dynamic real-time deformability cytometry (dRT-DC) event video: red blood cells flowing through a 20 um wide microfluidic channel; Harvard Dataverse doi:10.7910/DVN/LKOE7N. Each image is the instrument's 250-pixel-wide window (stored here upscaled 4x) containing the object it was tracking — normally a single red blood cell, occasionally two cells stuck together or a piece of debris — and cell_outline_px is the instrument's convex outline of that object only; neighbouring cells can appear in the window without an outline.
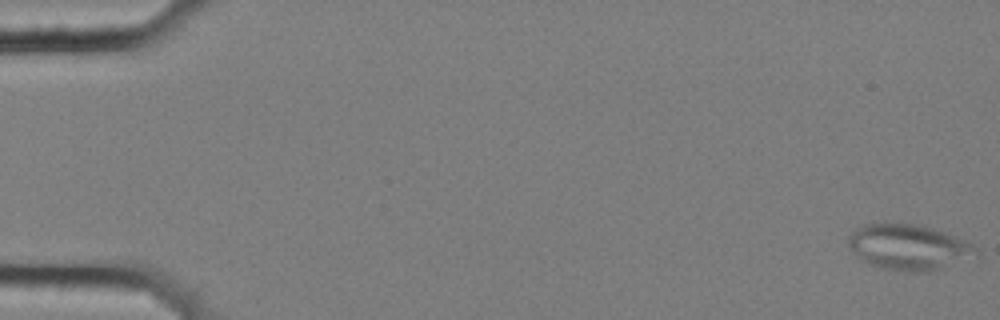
{"species": "common noctule bat (a hibernating species)", "species_latin": "Nyctalus noctula", "temperature_condition": "cold", "stored_images_in_passage": 58, "camera_frame_rate_fps": 3000, "um_per_image_px": 0.085, "animal": {"sex": "female", "body_mass_g": 25.1}, "frame": {"image": 1, "passage_image": 1, "time_ms": 0.0, "image_size_px": [1000, 320], "cell_outline_px": [[980, 252], [940, 268], [928, 272], [904, 272], [880, 268], [868, 264], [860, 260], [848, 248], [848, 236], [856, 228], [864, 224], [912, 224], [928, 228], [964, 240], [980, 248]], "centroid_in_image_um": [77.13, 21.03], "position_along_channel_um": 7.9, "area_um2": 33.41}}
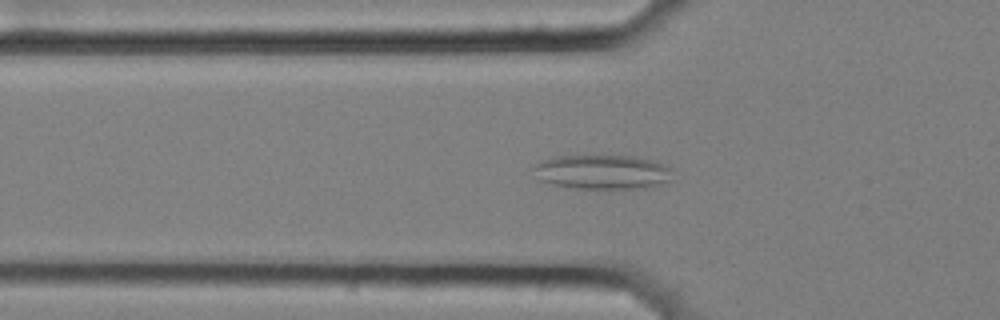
{"frame": {"image": 2, "passage_image": 20, "time_ms": 6.333, "image_size_px": [1000, 320], "cell_outline_px": [[672, 180], [664, 184], [644, 188], [580, 188], [552, 184], [540, 180], [528, 168], [544, 160], [556, 156], [636, 156], [652, 160], [672, 168]], "centroid_in_image_um": [51.21, 14.62], "position_along_channel_um": 74.6, "area_um2": 28.03}}
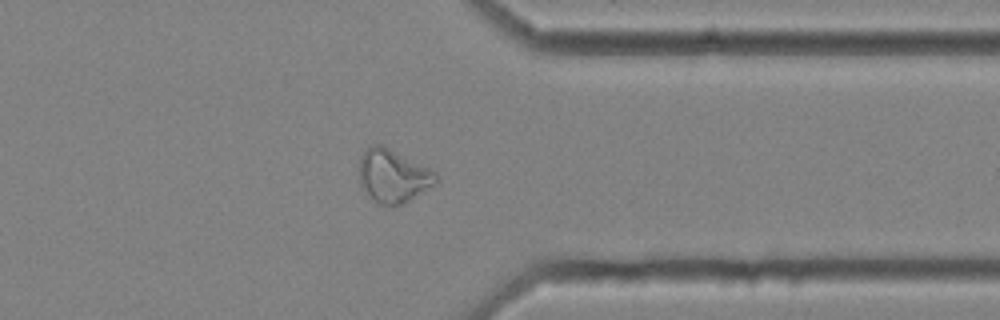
{"frame": {"image": 3, "passage_image": 46, "time_ms": 15.0, "image_size_px": [1000, 320], "cell_outline_px": [[440, 180], [404, 204], [392, 208], [376, 204], [368, 196], [360, 184], [360, 156], [372, 144], [384, 144], [432, 168], [440, 176]], "centroid_in_image_um": [33.44, 14.96], "position_along_channel_um": 378.0, "area_um2": 24.62}, "authors_computed_cell_mechanics": {"area_um2": 25.5765, "velocity_mm_per_s": 3.5376, "shape_relaxation_time_tau1_ms": null, "shape_relaxation_time_tau2_ms": 3.1899, "deformation_change_tau1": null, "deformation_change_tau2": 0.1091}}